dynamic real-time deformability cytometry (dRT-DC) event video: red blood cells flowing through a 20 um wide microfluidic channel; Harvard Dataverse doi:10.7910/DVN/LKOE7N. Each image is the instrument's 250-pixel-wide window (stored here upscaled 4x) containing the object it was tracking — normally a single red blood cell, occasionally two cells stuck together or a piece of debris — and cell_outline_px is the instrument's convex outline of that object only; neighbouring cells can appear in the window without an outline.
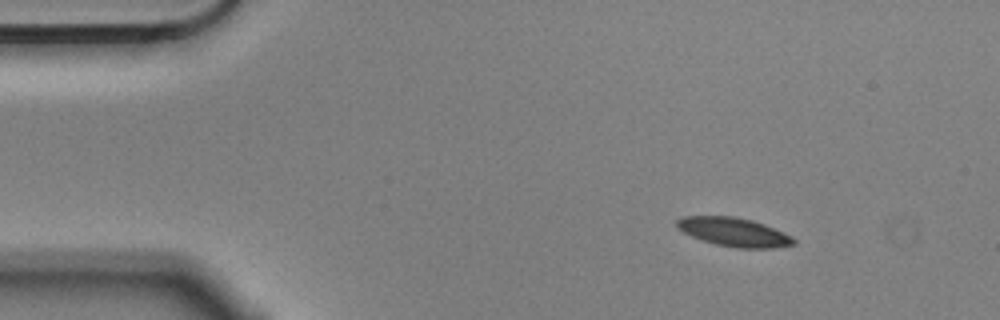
{"species": "Egyptian fruit bat (a non-hibernating species)", "species_latin": "Rousettus aegyptiacus", "temperature_condition": "cold", "stored_images_in_passage": 13, "camera_frame_rate_fps": 3000, "um_per_image_px": 0.085, "animal": {"sex": "male"}, "frame": {"image": 1, "passage_image": 1, "time_ms": 0.0, "image_size_px": [1000, 320], "cell_outline_px": [[796, 244], [776, 248], [736, 248], [716, 244], [700, 240], [676, 228], [676, 220], [684, 216], [732, 216], [752, 220], [764, 224], [784, 232], [792, 236], [796, 240]], "centroid_in_image_um": [62.4, 19.73], "position_along_channel_um": 22.6, "area_um2": 19.71}}
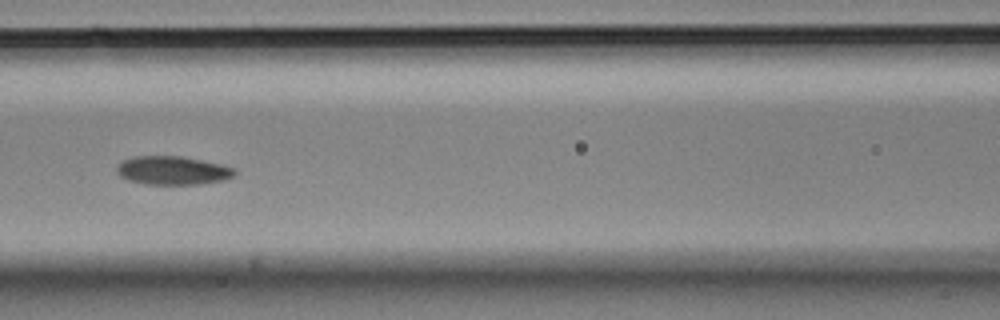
{"frame": {"image": 2, "passage_image": 5, "time_ms": 1.333, "image_size_px": [1000, 320], "cell_outline_px": [[236, 176], [224, 180], [200, 184], [144, 184], [128, 180], [120, 176], [116, 172], [116, 168], [124, 160], [132, 156], [180, 156], [220, 164], [236, 168]], "centroid_in_image_um": [14.69, 14.49], "position_along_channel_um": 151.9, "area_um2": 19.65}}
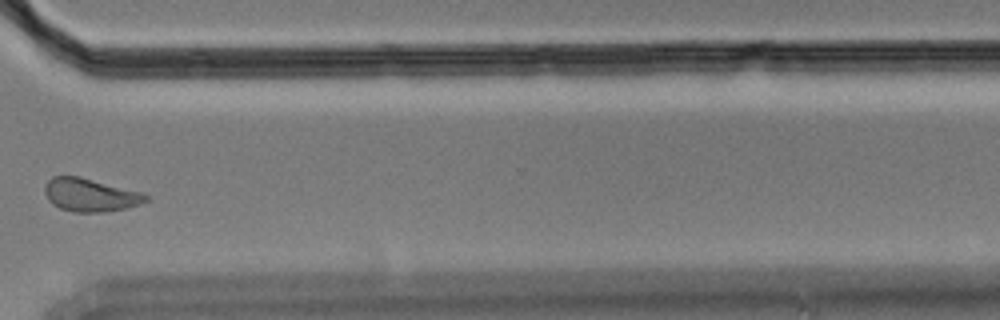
{"frame": {"image": 3, "passage_image": 10, "time_ms": 3.0, "image_size_px": [1000, 320], "cell_outline_px": [[148, 200], [140, 204], [124, 208], [104, 212], [76, 212], [60, 208], [52, 204], [48, 200], [44, 192], [44, 184], [52, 176], [80, 176], [144, 192], [148, 196]], "centroid_in_image_um": [7.66, 16.56], "position_along_channel_um": 362.9, "area_um2": 19.71}}